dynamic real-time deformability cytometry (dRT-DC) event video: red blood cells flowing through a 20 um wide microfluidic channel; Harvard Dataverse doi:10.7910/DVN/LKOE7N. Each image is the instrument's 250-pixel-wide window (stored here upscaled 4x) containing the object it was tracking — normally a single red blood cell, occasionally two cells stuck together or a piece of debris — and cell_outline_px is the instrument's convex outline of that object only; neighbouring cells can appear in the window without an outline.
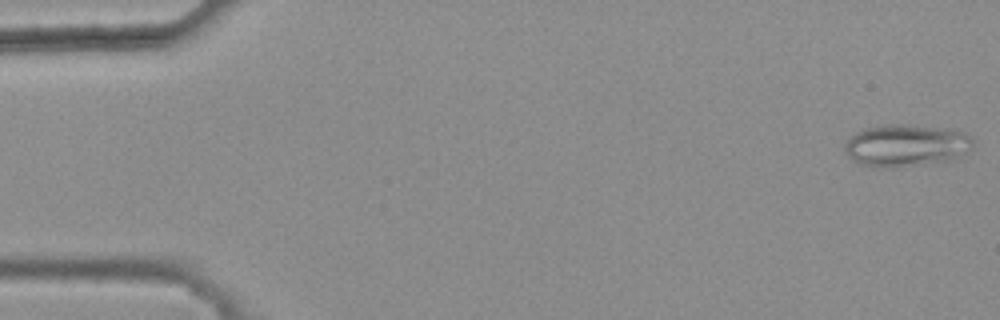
{"species": "common noctule bat (a hibernating species)", "species_latin": "Nyctalus noctula", "temperature_condition": "warm", "stored_images_in_passage": 46, "camera_frame_rate_fps": 3000, "um_per_image_px": 0.085, "animal": {"sex": "female", "body_mass_g": 25.1}, "frame": {"image": 1, "passage_image": 1, "time_ms": 0.0, "image_size_px": [1000, 320], "cell_outline_px": [[972, 148], [952, 160], [892, 168], [876, 168], [860, 164], [852, 160], [848, 156], [844, 148], [844, 144], [856, 132], [864, 128], [884, 124], [904, 124], [948, 128], [964, 132], [972, 136]], "centroid_in_image_um": [77.0, 12.36], "position_along_channel_um": 8.0, "area_um2": 31.85}}
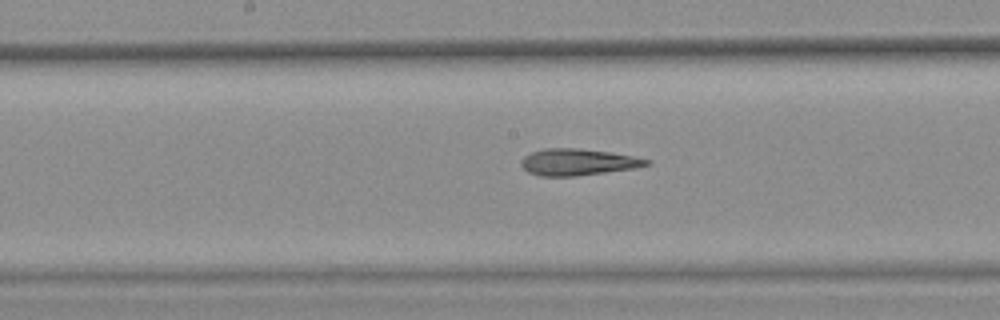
{"frame": {"image": 2, "passage_image": 27, "time_ms": 8.667, "image_size_px": [1000, 320], "cell_outline_px": [[652, 164], [636, 168], [576, 176], [540, 176], [528, 172], [520, 164], [520, 160], [524, 156], [532, 152], [544, 148], [576, 148], [608, 152], [632, 156], [652, 160]], "centroid_in_image_um": [49.12, 13.78], "position_along_channel_um": 199.1, "area_um2": 19.42}}
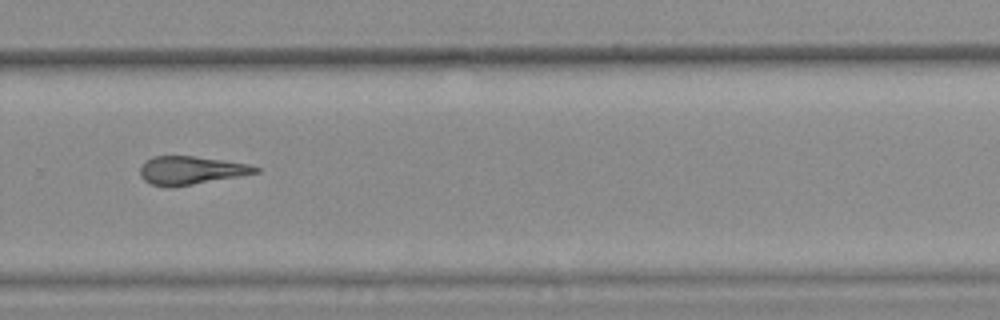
{"frame": {"image": 3, "passage_image": 36, "time_ms": 11.667, "image_size_px": [1000, 320], "cell_outline_px": [[260, 172], [240, 176], [172, 188], [168, 188], [152, 184], [144, 180], [140, 176], [140, 168], [144, 160], [152, 156], [192, 156], [248, 164], [260, 168]], "centroid_in_image_um": [16.18, 14.49], "position_along_channel_um": 313.6, "area_um2": 19.07}, "authors_computed_cell_mechanics": {"area_um2": 20.2878, "velocity_mm_per_s": 3.8258, "shape_relaxation_time_tau1_ms": null, "shape_relaxation_time_tau2_ms": 2.853, "deformation_change_tau1": null, "deformation_change_tau2": 0.1309}}